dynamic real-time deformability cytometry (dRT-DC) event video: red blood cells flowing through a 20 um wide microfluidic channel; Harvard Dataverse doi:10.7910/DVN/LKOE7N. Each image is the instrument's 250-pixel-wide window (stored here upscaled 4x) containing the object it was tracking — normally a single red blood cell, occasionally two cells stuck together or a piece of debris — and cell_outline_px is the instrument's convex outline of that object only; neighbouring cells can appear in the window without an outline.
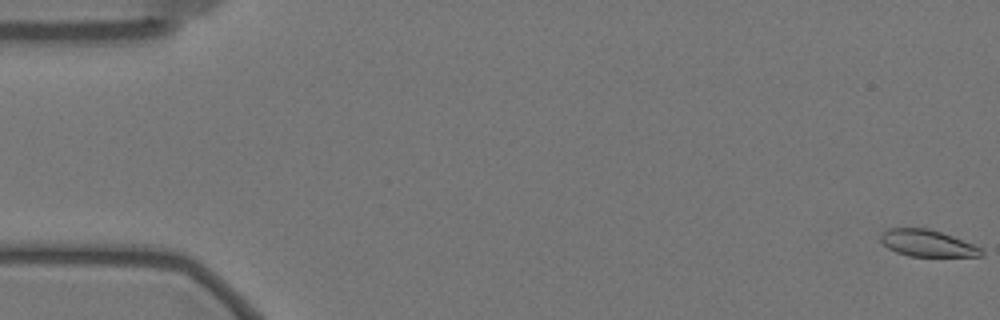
{"species": "Egyptian fruit bat (a non-hibernating species)", "species_latin": "Rousettus aegyptiacus", "temperature_condition": "warm", "stored_images_in_passage": 60, "segment_of_instrument_passage": [1, 2], "camera_frame_rate_fps": 3000, "um_per_image_px": 0.085, "animal": {"sex": "female"}, "frame": {"image": 1, "passage_image": 1, "time_ms": 0.0, "image_size_px": [1000, 320], "cell_outline_px": [[984, 256], [908, 256], [896, 252], [888, 248], [880, 240], [880, 236], [888, 228], [928, 228], [952, 236], [972, 244], [980, 248], [984, 252]], "centroid_in_image_um": [78.81, 20.68], "position_along_channel_um": 6.2, "area_um2": 15.49}}
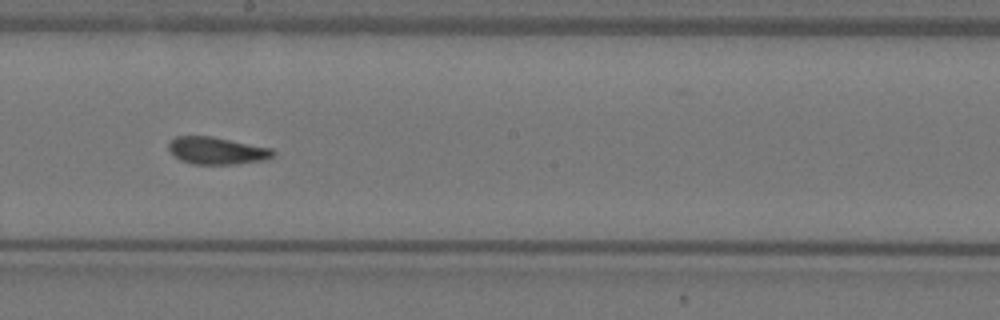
{"frame": {"image": 2, "passage_image": 33, "time_ms": 10.667, "image_size_px": [1000, 320], "cell_outline_px": [[276, 152], [272, 156], [264, 160], [236, 164], [192, 164], [180, 160], [168, 148], [168, 144], [176, 136], [212, 136], [272, 148]], "centroid_in_image_um": [18.45, 12.8], "position_along_channel_um": 229.8, "area_um2": 16.53}}
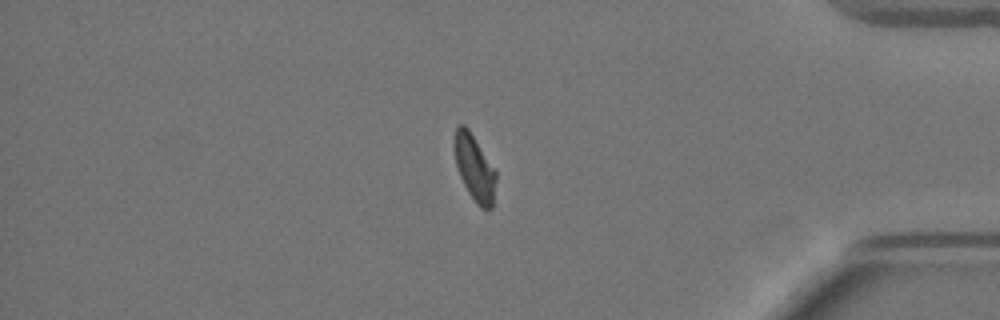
{"frame": {"image": 3, "passage_image": 50, "time_ms": 16.333, "image_size_px": [1000, 320], "cell_outline_px": [[496, 180], [492, 208], [480, 208], [476, 204], [468, 192], [460, 176], [456, 164], [452, 148], [452, 140], [456, 124], [464, 124], [468, 128], [496, 172]], "centroid_in_image_um": [40.28, 14.22], "position_along_channel_um": 394.9, "area_um2": 16.13}}